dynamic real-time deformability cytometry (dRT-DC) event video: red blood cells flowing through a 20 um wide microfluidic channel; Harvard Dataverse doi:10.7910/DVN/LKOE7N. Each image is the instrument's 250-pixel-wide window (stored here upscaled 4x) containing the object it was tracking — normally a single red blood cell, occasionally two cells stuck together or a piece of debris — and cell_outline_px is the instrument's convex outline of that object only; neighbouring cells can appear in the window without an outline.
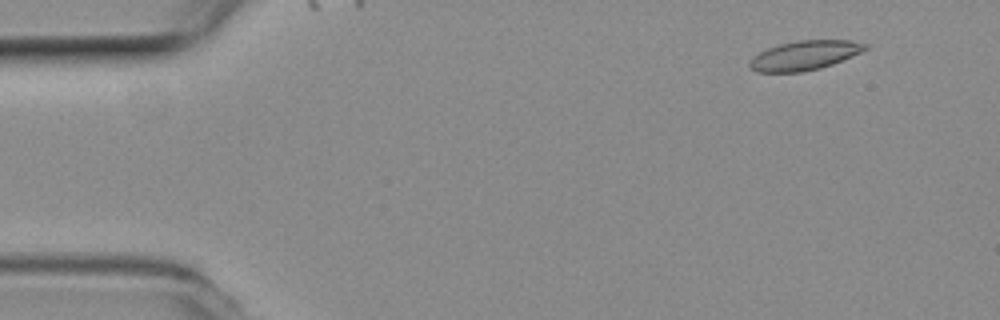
{"species": "common noctule bat (a hibernating species)", "species_latin": "Nyctalus noctula", "temperature_condition": "room temperature", "stored_images_in_passage": 6, "camera_frame_rate_fps": 3000, "um_per_image_px": 0.085, "animal": {"sex": "female", "body_mass_g": 19.3, "forearm_length_mm": 54.1}, "frame": {"image": 1, "passage_image": 2, "time_ms": 0.333, "image_size_px": [1000, 320], "cell_outline_px": [[868, 48], [860, 52], [832, 64], [820, 68], [800, 72], [756, 72], [748, 64], [760, 52], [768, 48], [780, 44], [796, 40], [852, 40], [868, 44]], "centroid_in_image_um": [68.41, 4.7], "position_along_channel_um": 16.6, "area_um2": 19.48}}
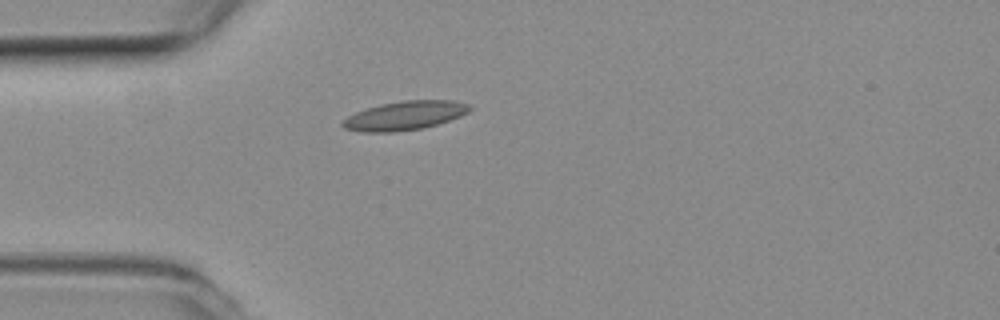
{"frame": {"image": 2, "passage_image": 5, "time_ms": 1.333, "image_size_px": [1000, 320], "cell_outline_px": [[472, 108], [468, 112], [460, 116], [424, 128], [392, 132], [360, 132], [344, 128], [340, 124], [348, 116], [356, 112], [380, 104], [404, 100], [452, 100], [468, 104]], "centroid_in_image_um": [34.39, 9.82], "position_along_channel_um": 50.6, "area_um2": 21.27}}